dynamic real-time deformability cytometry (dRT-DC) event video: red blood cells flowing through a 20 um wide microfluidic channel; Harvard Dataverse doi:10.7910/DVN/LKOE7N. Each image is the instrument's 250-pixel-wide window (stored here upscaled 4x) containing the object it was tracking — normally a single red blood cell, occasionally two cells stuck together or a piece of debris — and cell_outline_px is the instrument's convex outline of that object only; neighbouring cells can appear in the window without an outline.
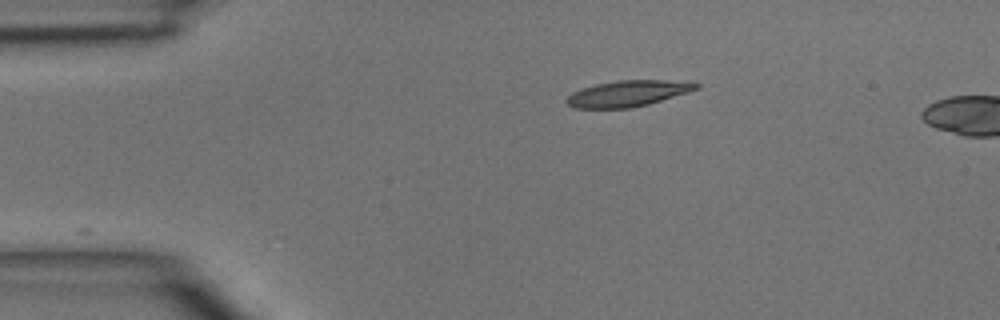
{"species": "common noctule bat (a hibernating species)", "species_latin": "Nyctalus noctula", "temperature_condition": "room temperature", "stored_images_in_passage": 4, "camera_frame_rate_fps": 3000, "um_per_image_px": 0.085, "animal": {"sex": "male", "body_mass_g": 15.6}, "frame": {"image": 1, "passage_image": 1, "time_ms": 0.0, "image_size_px": [1000, 320], "cell_outline_px": [[700, 88], [688, 92], [648, 104], [632, 108], [576, 108], [568, 104], [564, 100], [572, 92], [596, 84], [616, 80], [664, 80], [700, 84]], "centroid_in_image_um": [53.33, 7.95], "position_along_channel_um": 31.7, "area_um2": 19.42}}